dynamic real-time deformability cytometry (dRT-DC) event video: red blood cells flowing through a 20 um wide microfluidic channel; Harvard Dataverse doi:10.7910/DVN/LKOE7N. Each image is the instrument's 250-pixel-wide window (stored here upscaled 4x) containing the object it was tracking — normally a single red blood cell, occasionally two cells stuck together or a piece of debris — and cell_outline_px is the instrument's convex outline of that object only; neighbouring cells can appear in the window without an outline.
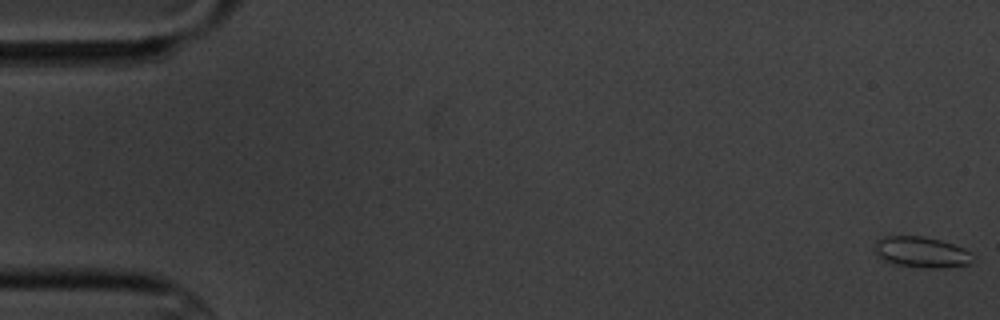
{"species": "common noctule bat (a hibernating species)", "species_latin": "Nyctalus noctula", "temperature_condition": "cold", "stored_images_in_passage": 10, "camera_frame_rate_fps": 3000, "um_per_image_px": 0.085, "animal": {"sex": "male", "body_mass_g": 20.1, "forearm_length_mm": 53.5}, "frame": {"image": 1, "passage_image": 1, "time_ms": 0.0, "image_size_px": [1000, 320], "cell_outline_px": [[972, 260], [968, 264], [940, 268], [932, 268], [896, 264], [880, 260], [872, 252], [872, 248], [876, 240], [880, 236], [924, 236], [940, 240], [964, 248], [972, 252]], "centroid_in_image_um": [78.23, 21.41], "position_along_channel_um": 6.8, "area_um2": 17.92}}
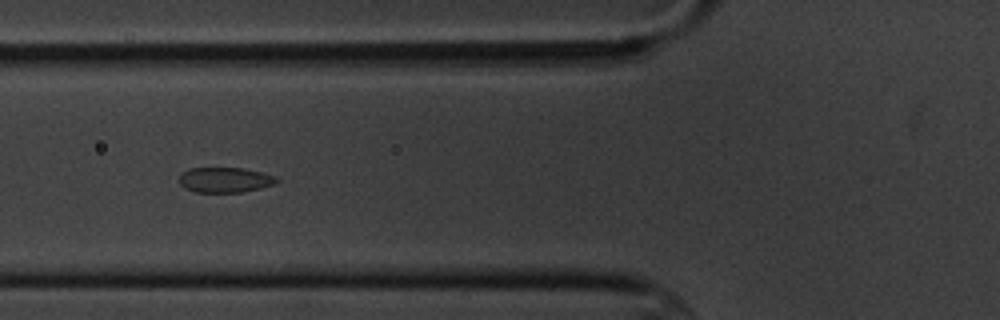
{"frame": {"image": 2, "passage_image": 7, "time_ms": 7.0, "image_size_px": [1000, 320], "cell_outline_px": [[280, 180], [276, 184], [260, 188], [240, 192], [196, 192], [184, 188], [180, 184], [180, 172], [188, 168], [244, 168], [276, 176]], "centroid_in_image_um": [19.12, 15.28], "position_along_channel_um": 106.7, "area_um2": 14.39}}
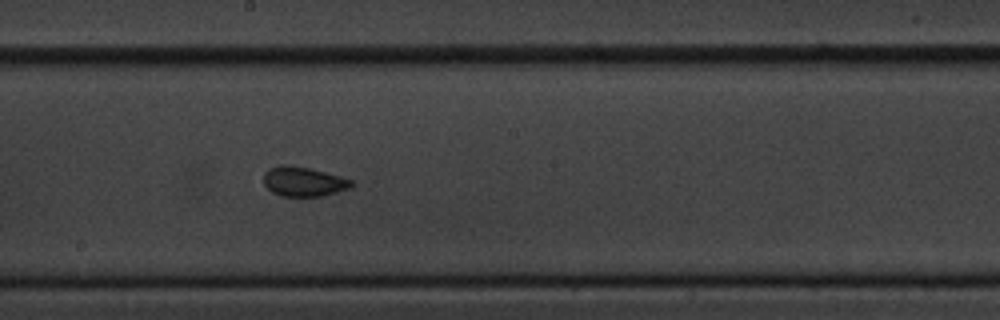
{"frame": {"image": 3, "passage_image": 10, "time_ms": 10.333, "image_size_px": [1000, 320], "cell_outline_px": [[356, 184], [348, 188], [336, 192], [320, 196], [280, 196], [272, 192], [264, 184], [264, 172], [268, 168], [280, 164], [288, 164], [312, 168], [340, 176], [352, 180]], "centroid_in_image_um": [25.78, 15.41], "position_along_channel_um": 222.4, "area_um2": 15.32}}